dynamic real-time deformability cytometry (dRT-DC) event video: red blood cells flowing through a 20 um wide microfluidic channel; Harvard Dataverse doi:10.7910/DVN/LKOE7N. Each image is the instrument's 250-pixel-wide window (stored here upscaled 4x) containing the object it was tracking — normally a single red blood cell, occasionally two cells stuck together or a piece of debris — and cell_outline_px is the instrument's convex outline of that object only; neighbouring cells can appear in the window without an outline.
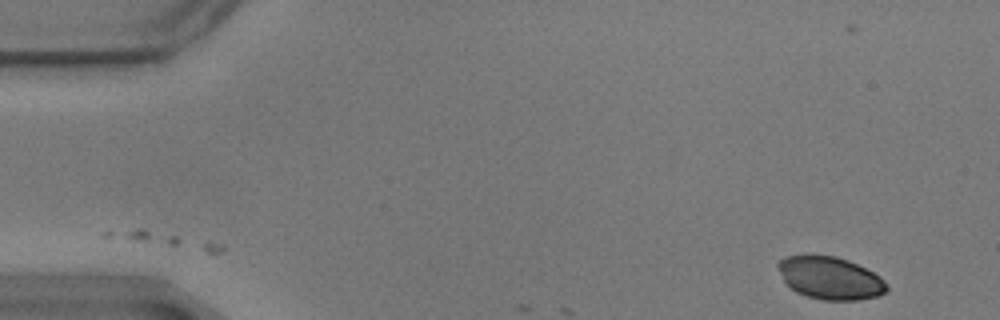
{"species": "common noctule bat (a hibernating species)", "species_latin": "Nyctalus noctula", "temperature_condition": "warm", "stored_images_in_passage": 4, "camera_frame_rate_fps": 3000, "um_per_image_px": 0.085, "animal": {"sex": "male", "body_mass_g": 17.9}, "frame": {"image": 1, "passage_image": 1, "time_ms": 0.0, "image_size_px": [1000, 320], "cell_outline_px": [[888, 288], [880, 296], [860, 300], [824, 300], [808, 296], [796, 292], [784, 280], [776, 264], [780, 260], [788, 256], [836, 256], [848, 260], [880, 276], [884, 280]], "centroid_in_image_um": [70.59, 23.65], "position_along_channel_um": 14.4, "area_um2": 26.59}}